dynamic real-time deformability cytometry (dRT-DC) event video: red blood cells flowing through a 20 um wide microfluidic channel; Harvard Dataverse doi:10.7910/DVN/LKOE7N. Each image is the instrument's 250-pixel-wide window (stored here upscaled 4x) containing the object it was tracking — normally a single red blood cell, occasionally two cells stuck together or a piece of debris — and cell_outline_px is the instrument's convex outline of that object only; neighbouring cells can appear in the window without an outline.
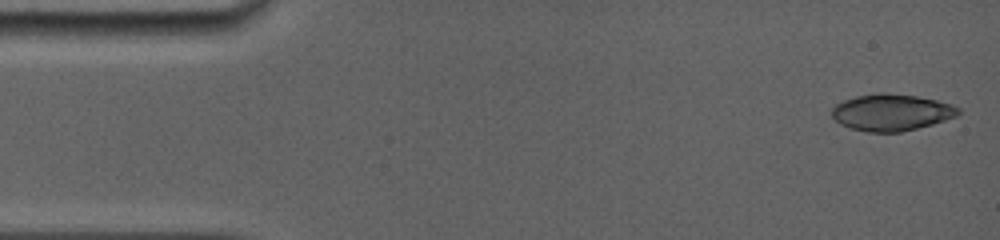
{"species": "common noctule bat (a hibernating species)", "species_latin": "Nyctalus noctula", "temperature_condition": "room temperature", "stored_images_in_passage": 10, "camera_frame_rate_fps": 5000, "um_per_image_px": 0.085, "animal": {"sex": "female", "body_mass_g": 19.0, "forearm_length_mm": 56.7}, "frame": {"image": 1, "passage_image": 1, "time_ms": 0.0, "image_size_px": [1000, 240], "cell_outline_px": [[960, 112], [956, 116], [932, 124], [900, 132], [868, 132], [852, 128], [840, 124], [832, 116], [832, 108], [836, 104], [844, 100], [856, 96], [880, 92], [916, 96], [936, 100], [952, 104], [960, 108]], "centroid_in_image_um": [75.77, 9.55], "position_along_channel_um": 9.2, "area_um2": 26.82}}
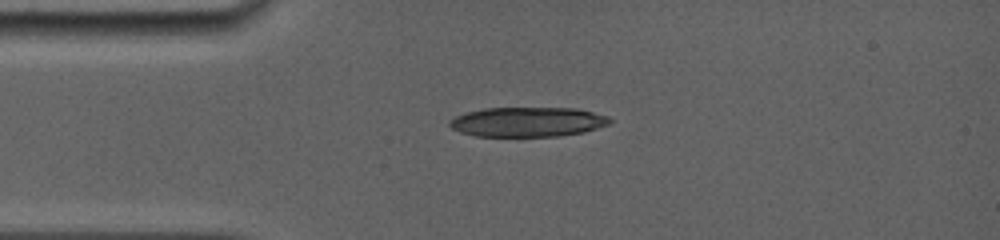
{"frame": {"image": 2, "passage_image": 10, "time_ms": 3.2, "image_size_px": [1000, 240], "cell_outline_px": [[612, 120], [608, 124], [584, 132], [556, 136], [476, 136], [460, 132], [452, 128], [448, 124], [448, 120], [464, 112], [484, 108], [576, 108], [608, 116]], "centroid_in_image_um": [44.81, 10.35], "position_along_channel_um": 40.2, "area_um2": 27.69}}